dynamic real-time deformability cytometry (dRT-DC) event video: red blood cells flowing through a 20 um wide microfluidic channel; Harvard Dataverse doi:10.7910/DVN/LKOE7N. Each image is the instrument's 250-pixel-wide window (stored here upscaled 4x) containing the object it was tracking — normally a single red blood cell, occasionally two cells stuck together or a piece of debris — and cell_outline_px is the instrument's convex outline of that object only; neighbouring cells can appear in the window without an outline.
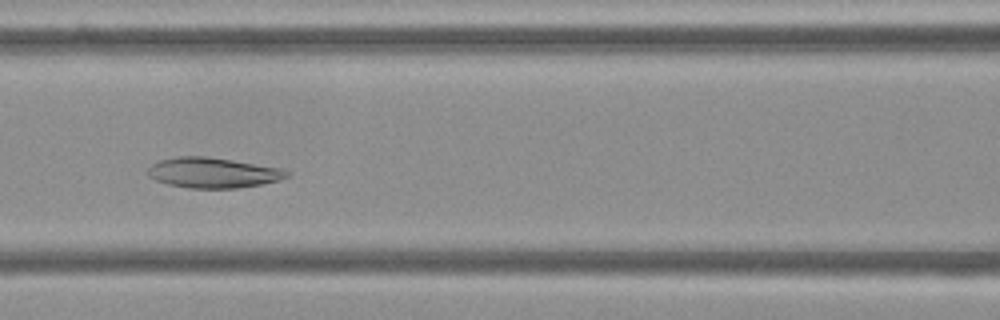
{"species": "Egyptian fruit bat (a non-hibernating species)", "species_latin": "Rousettus aegyptiacus", "temperature_condition": "cold", "stored_images_in_passage": 52, "camera_frame_rate_fps": 3000, "um_per_image_px": 0.085, "frame": {"image": 1, "passage_image": 21, "time_ms": 6.667, "image_size_px": [1000, 320], "cell_outline_px": [[288, 176], [276, 180], [260, 184], [236, 188], [188, 188], [168, 184], [156, 180], [148, 176], [148, 168], [152, 164], [160, 160], [176, 156], [204, 156], [232, 160], [280, 168], [288, 172]], "centroid_in_image_um": [18.03, 14.68], "position_along_channel_um": 148.6, "area_um2": 24.22}}
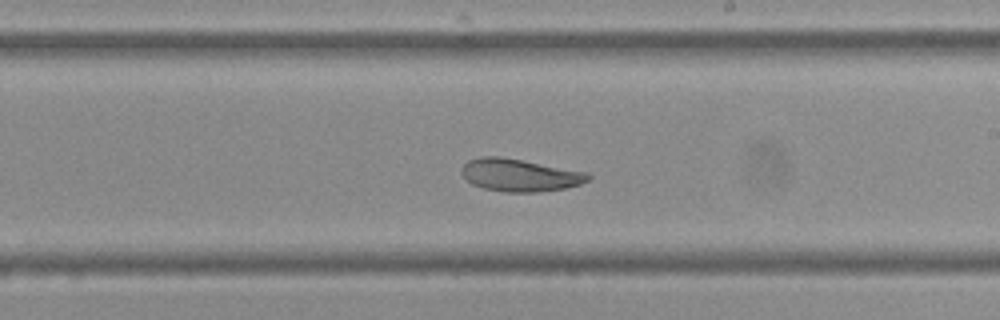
{"frame": {"image": 2, "passage_image": 29, "time_ms": 9.333, "image_size_px": [1000, 320], "cell_outline_px": [[592, 176], [588, 180], [580, 184], [564, 188], [536, 192], [504, 192], [484, 188], [472, 184], [460, 172], [460, 168], [468, 160], [480, 156], [500, 156], [588, 172]], "centroid_in_image_um": [44.16, 14.87], "position_along_channel_um": 244.8, "area_um2": 23.99}}
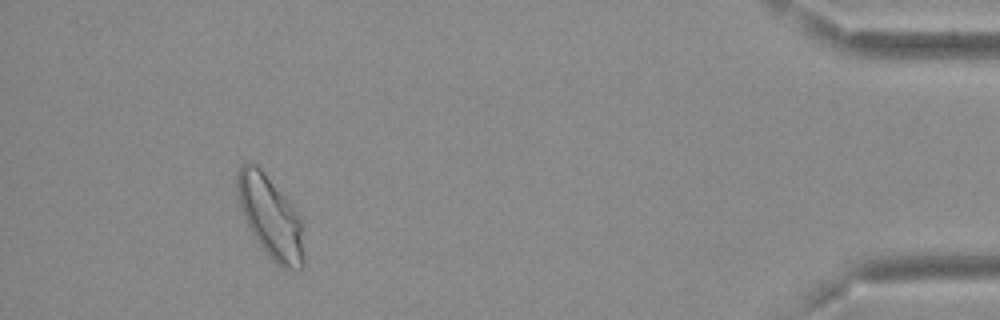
{"frame": {"image": 3, "passage_image": 48, "time_ms": 15.667, "image_size_px": [1000, 320], "cell_outline_px": [[304, 268], [296, 272], [284, 268], [256, 240], [244, 216], [240, 204], [236, 188], [236, 172], [240, 164], [252, 160], [260, 168], [292, 204], [300, 216], [304, 252]], "centroid_in_image_um": [23.0, 18.4], "position_along_channel_um": 412.2, "area_um2": 31.62}, "authors_computed_cell_mechanics": {"area_um2": 27.3105, "velocity_mm_per_s": 3.6337, "shape_relaxation_time_tau1_ms": null, "shape_relaxation_time_tau2_ms": 3.7791, "deformation_change_tau1": null, "deformation_change_tau2": 0.0928}}